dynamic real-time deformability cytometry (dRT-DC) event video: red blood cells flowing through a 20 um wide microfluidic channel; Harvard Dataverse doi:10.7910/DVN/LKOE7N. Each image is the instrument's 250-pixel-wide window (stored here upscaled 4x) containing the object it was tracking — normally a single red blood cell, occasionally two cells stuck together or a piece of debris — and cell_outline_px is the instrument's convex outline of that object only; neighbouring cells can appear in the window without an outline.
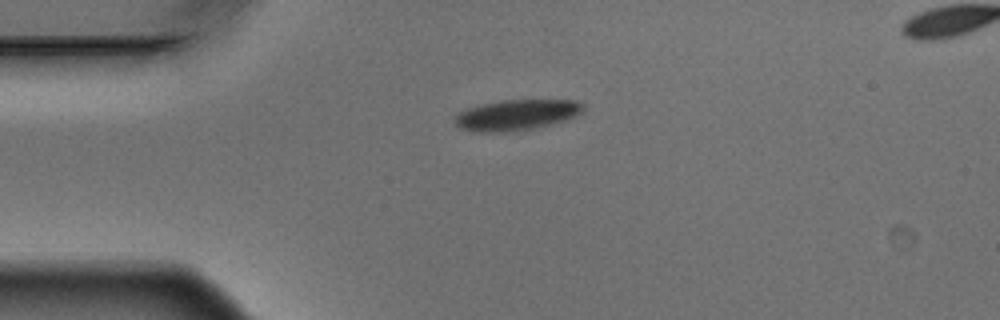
{"species": "Egyptian fruit bat (a non-hibernating species)", "species_latin": "Rousettus aegyptiacus", "temperature_condition": "warm", "stored_images_in_passage": 3, "camera_frame_rate_fps": 3000, "um_per_image_px": 0.085, "animal": {"sex": "male"}, "frame": {"image": 1, "passage_image": 1, "time_ms": 0.0, "image_size_px": [1000, 320], "cell_outline_px": [[584, 112], [568, 120], [532, 128], [512, 132], [472, 132], [460, 128], [452, 120], [464, 108], [500, 100], [576, 100], [584, 104]], "centroid_in_image_um": [43.9, 9.77], "position_along_channel_um": 41.1, "area_um2": 23.29}}
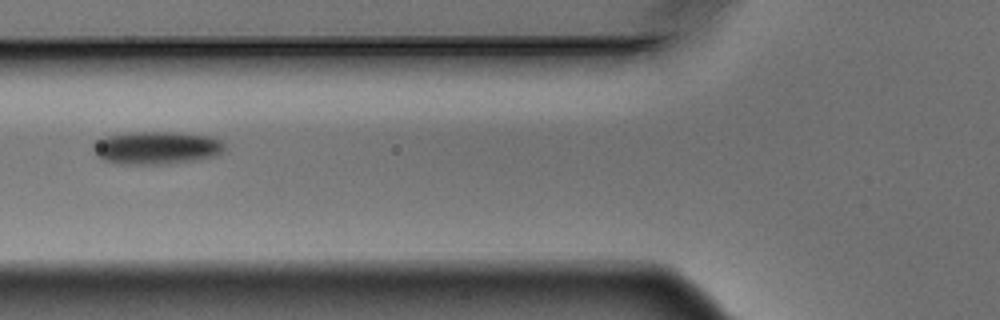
{"frame": {"image": 2, "passage_image": 3, "time_ms": 0.667, "image_size_px": [1000, 320], "cell_outline_px": [[224, 148], [216, 156], [196, 160], [160, 164], [120, 164], [104, 160], [96, 156], [92, 148], [92, 144], [96, 140], [104, 136], [128, 132], [180, 132], [212, 136], [220, 140], [224, 144]], "centroid_in_image_um": [13.26, 12.55], "position_along_channel_um": 112.5, "area_um2": 25.43}}